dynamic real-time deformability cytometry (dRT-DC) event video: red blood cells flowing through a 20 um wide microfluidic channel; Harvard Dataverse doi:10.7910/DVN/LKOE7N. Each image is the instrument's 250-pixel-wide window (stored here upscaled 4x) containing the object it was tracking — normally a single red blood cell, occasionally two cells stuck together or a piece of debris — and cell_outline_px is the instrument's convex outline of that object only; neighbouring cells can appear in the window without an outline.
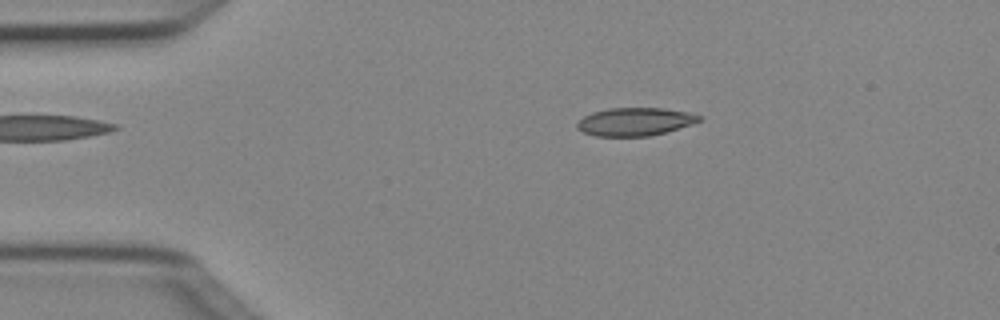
{"species": "Egyptian fruit bat (a non-hibernating species)", "species_latin": "Rousettus aegyptiacus", "temperature_condition": "cold", "stored_images_in_passage": 4, "camera_frame_rate_fps": 3000, "um_per_image_px": 0.085, "animal": {"sex": "female"}, "frame": {"image": 1, "passage_image": 2, "time_ms": 0.333, "image_size_px": [1000, 320], "cell_outline_px": [[700, 120], [692, 124], [664, 132], [648, 136], [596, 136], [584, 132], [576, 128], [576, 124], [584, 116], [592, 112], [608, 108], [664, 108], [688, 112], [700, 116]], "centroid_in_image_um": [53.94, 10.34], "position_along_channel_um": 31.1, "area_um2": 19.77}}
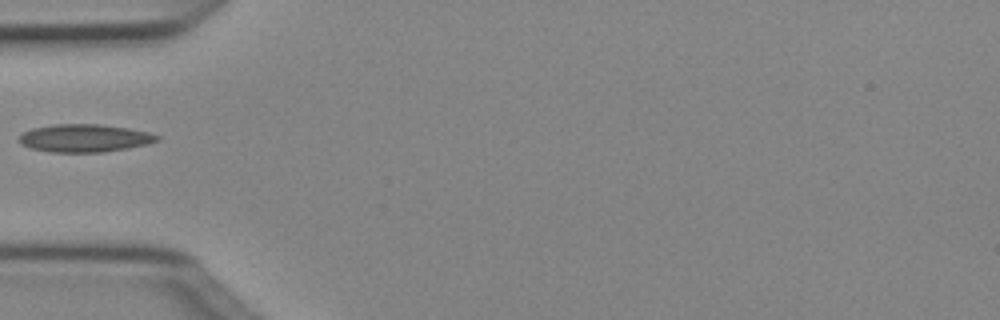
{"frame": {"image": 2, "passage_image": 4, "time_ms": 1.0, "image_size_px": [1000, 320], "cell_outline_px": [[160, 140], [148, 144], [128, 148], [104, 152], [52, 152], [32, 148], [20, 144], [16, 140], [24, 132], [32, 128], [56, 124], [100, 124], [128, 128], [148, 132], [160, 136]], "centroid_in_image_um": [7.2, 11.74], "position_along_channel_um": 77.8, "area_um2": 22.43}}